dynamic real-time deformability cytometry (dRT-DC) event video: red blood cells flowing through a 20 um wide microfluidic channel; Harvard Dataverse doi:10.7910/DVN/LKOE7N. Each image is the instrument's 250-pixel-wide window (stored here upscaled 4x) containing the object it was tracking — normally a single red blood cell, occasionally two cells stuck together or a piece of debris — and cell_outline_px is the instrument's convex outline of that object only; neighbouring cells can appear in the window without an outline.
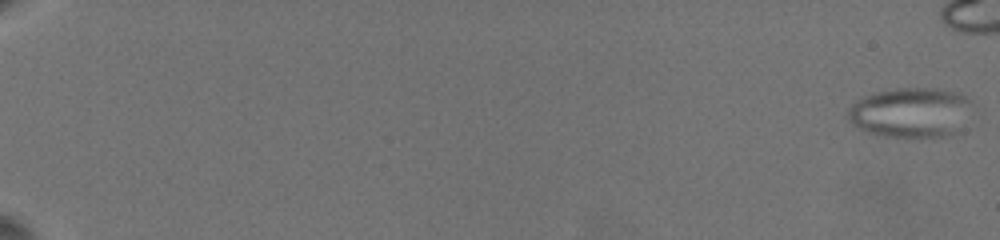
{"species": "common noctule bat (a hibernating species)", "species_latin": "Nyctalus noctula", "temperature_condition": "warm", "stored_images_in_passage": 15, "camera_frame_rate_fps": 3000, "um_per_image_px": 0.085, "animal": {"sex": "female", "body_mass_g": 19.5, "forearm_length_mm": 54.1}, "frame": {"image": 1, "passage_image": 1, "time_ms": 0.0, "image_size_px": [1000, 240], "cell_outline_px": [[976, 104], [960, 132], [956, 136], [936, 140], [888, 136], [868, 132], [852, 124], [848, 120], [848, 108], [856, 100], [864, 96], [876, 92], [896, 88], [940, 88], [960, 92], [972, 100]], "centroid_in_image_um": [77.56, 9.6], "position_along_channel_um": 7.4, "area_um2": 37.92}}
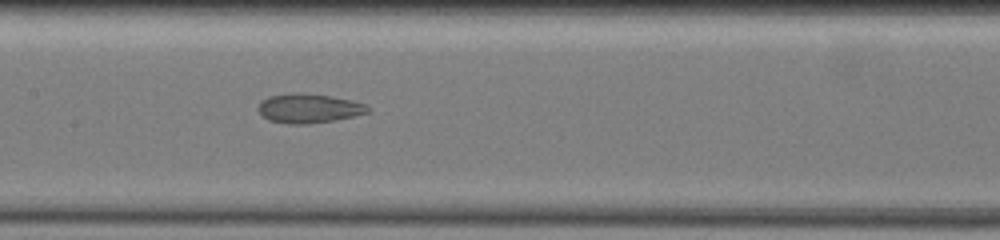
{"frame": {"image": 2, "passage_image": 13, "time_ms": 11.667, "image_size_px": [1000, 240], "cell_outline_px": [[368, 112], [352, 116], [332, 120], [308, 124], [288, 124], [268, 120], [256, 108], [260, 100], [268, 96], [292, 92], [300, 92], [332, 96], [352, 100], [368, 104]], "centroid_in_image_um": [26.2, 9.19], "position_along_channel_um": 181.2, "area_um2": 18.84}}
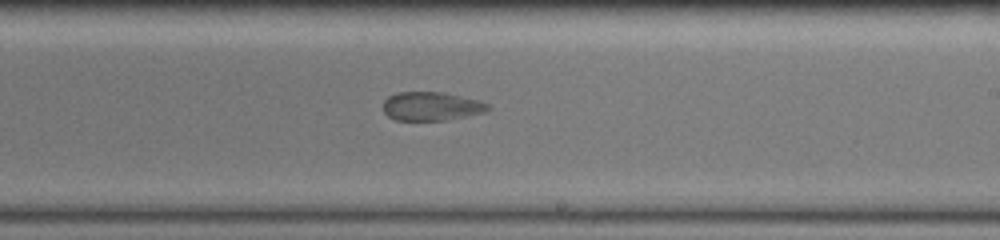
{"frame": {"image": 3, "passage_image": 15, "time_ms": 13.667, "image_size_px": [1000, 240], "cell_outline_px": [[492, 108], [488, 112], [448, 120], [396, 120], [388, 116], [384, 112], [384, 100], [388, 96], [396, 92], [444, 92], [480, 100], [488, 104]], "centroid_in_image_um": [36.72, 9.03], "position_along_channel_um": 252.3, "area_um2": 17.8}}